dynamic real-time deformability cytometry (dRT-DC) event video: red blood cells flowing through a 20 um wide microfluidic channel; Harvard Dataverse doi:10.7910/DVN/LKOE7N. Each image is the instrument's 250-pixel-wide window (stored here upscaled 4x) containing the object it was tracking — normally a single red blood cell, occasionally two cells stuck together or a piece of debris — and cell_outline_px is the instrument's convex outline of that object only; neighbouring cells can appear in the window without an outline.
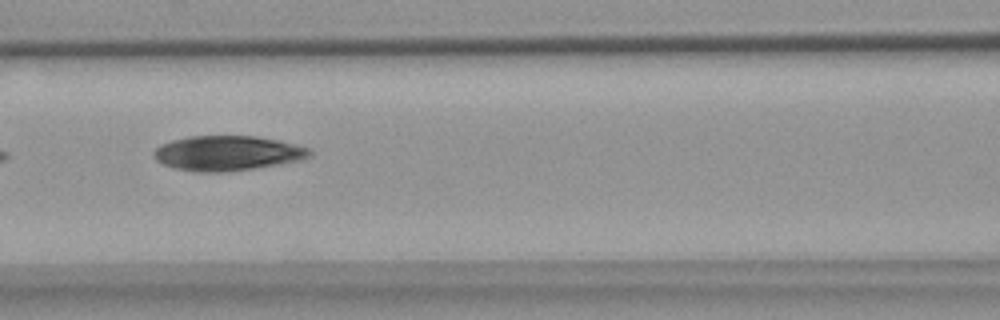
{"species": "common noctule bat (a hibernating species)", "species_latin": "Nyctalus noctula", "temperature_condition": "warm", "stored_images_in_passage": 6, "camera_frame_rate_fps": 3000, "um_per_image_px": 0.085, "animal": {"sex": "female", "body_mass_g": 18.4}, "frame": {"image": 1, "passage_image": 5, "time_ms": 4.667, "image_size_px": [1000, 320], "cell_outline_px": [[312, 156], [304, 160], [252, 168], [224, 172], [196, 172], [176, 168], [164, 164], [156, 160], [152, 152], [160, 144], [172, 140], [192, 136], [256, 136], [280, 140], [312, 148]], "centroid_in_image_um": [19.38, 13.01], "position_along_channel_um": 147.2, "area_um2": 31.85}}
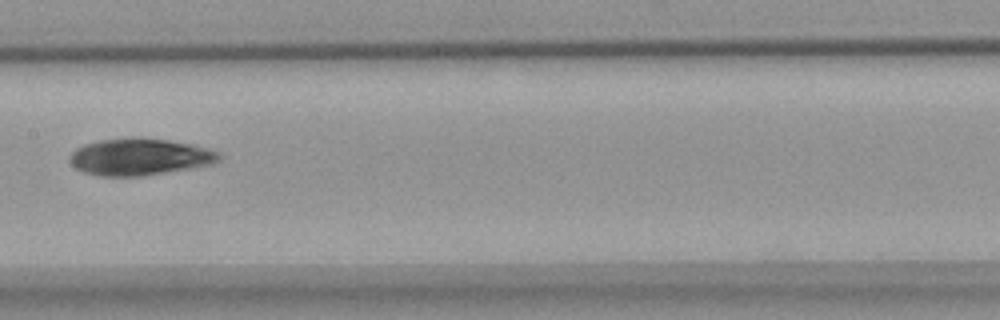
{"frame": {"image": 2, "passage_image": 6, "time_ms": 6.0, "image_size_px": [1000, 320], "cell_outline_px": [[220, 160], [212, 164], [192, 168], [144, 176], [96, 176], [84, 172], [76, 168], [68, 160], [68, 156], [76, 148], [84, 144], [100, 140], [168, 140], [192, 144], [208, 148], [220, 152]], "centroid_in_image_um": [11.88, 13.37], "position_along_channel_um": 195.5, "area_um2": 31.5}}